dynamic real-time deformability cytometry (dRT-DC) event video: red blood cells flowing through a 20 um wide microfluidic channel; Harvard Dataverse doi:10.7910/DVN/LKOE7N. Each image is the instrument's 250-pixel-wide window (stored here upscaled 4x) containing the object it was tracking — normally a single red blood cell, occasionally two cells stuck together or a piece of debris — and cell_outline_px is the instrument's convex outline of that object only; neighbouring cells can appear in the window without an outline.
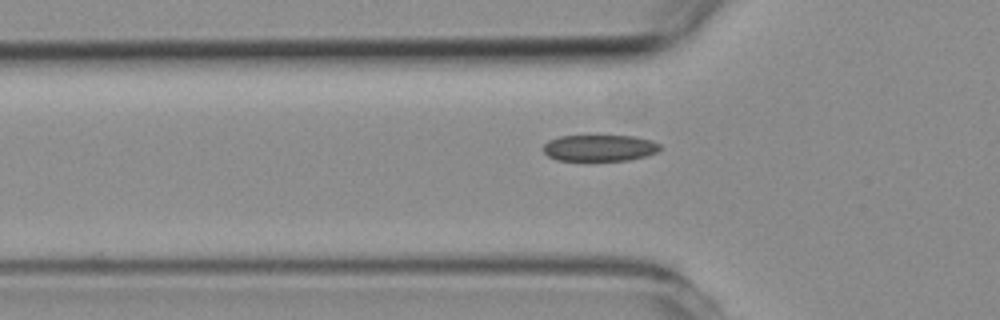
{"species": "common noctule bat (a hibernating species)", "species_latin": "Nyctalus noctula", "temperature_condition": "room temperature", "stored_images_in_passage": 2, "camera_frame_rate_fps": 3000, "um_per_image_px": 0.085, "animal": {"sex": "female", "body_mass_g": 19.3, "forearm_length_mm": 54.1}, "frame": {"image": 1, "passage_image": 2, "time_ms": 2.0, "image_size_px": [1000, 320], "cell_outline_px": [[660, 148], [656, 152], [644, 156], [628, 160], [556, 160], [548, 156], [544, 152], [544, 144], [548, 140], [560, 136], [636, 136], [652, 140], [660, 144]], "centroid_in_image_um": [50.96, 12.57], "position_along_channel_um": 74.8, "area_um2": 17.86}}